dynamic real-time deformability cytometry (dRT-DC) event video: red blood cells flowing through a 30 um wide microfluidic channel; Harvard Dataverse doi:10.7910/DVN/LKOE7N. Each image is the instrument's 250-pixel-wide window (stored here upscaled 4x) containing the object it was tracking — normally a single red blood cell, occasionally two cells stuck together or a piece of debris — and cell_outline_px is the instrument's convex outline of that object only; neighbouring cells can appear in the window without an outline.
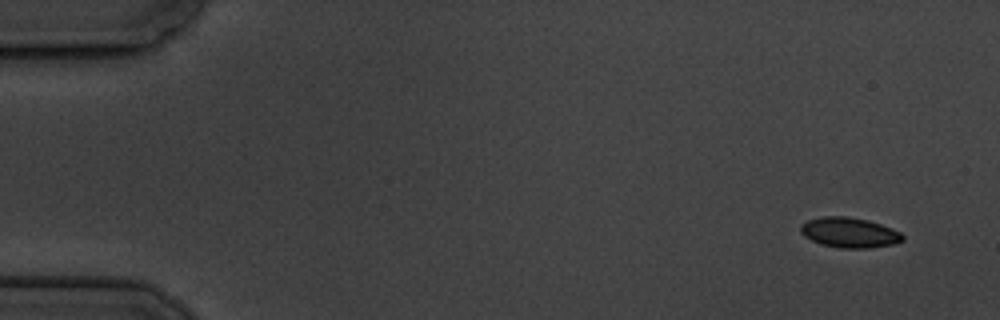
{"species": "common noctule bat (a hibernating species)", "species_latin": "Nyctalus noctula", "temperature_condition": "cold", "stored_images_in_passage": 5, "camera_frame_rate_fps": 3000, "um_per_image_px": 0.085, "animal": {"sex": "male", "body_mass_g": 19.5, "forearm_length_mm": 54.6}, "frame": {"image": 1, "passage_image": 1, "time_ms": 0.0, "image_size_px": [1000, 320], "cell_outline_px": [[904, 240], [892, 244], [868, 248], [840, 248], [820, 244], [804, 236], [800, 232], [800, 224], [808, 220], [824, 216], [848, 216], [868, 220], [892, 228], [900, 232], [904, 236]], "centroid_in_image_um": [72.18, 19.76], "position_along_channel_um": 12.8, "area_um2": 17.98}}
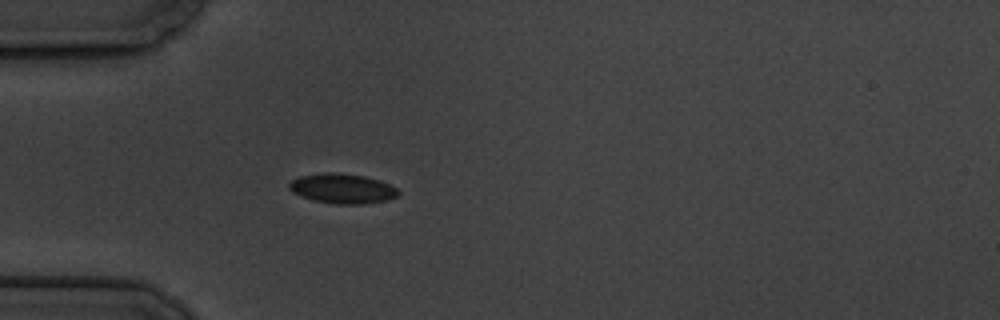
{"frame": {"image": 2, "passage_image": 5, "time_ms": 4.667, "image_size_px": [1000, 320], "cell_outline_px": [[400, 192], [396, 196], [384, 200], [364, 204], [336, 204], [312, 200], [300, 196], [292, 192], [288, 188], [288, 184], [292, 180], [300, 176], [324, 172], [332, 172], [364, 176], [380, 180], [396, 188]], "centroid_in_image_um": [29.05, 16.02], "position_along_channel_um": 55.9, "area_um2": 18.9}}